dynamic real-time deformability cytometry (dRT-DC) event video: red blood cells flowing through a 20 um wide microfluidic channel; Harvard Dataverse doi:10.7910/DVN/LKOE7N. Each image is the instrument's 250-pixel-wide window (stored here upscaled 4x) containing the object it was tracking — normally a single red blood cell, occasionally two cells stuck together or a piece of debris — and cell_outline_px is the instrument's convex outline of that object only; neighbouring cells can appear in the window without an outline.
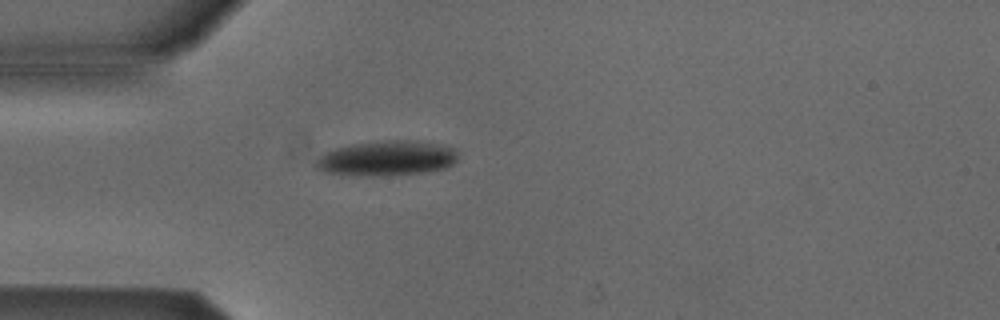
{"species": "Egyptian fruit bat (a non-hibernating species)", "species_latin": "Rousettus aegyptiacus", "temperature_condition": "cold", "stored_images_in_passage": 1, "camera_frame_rate_fps": 3000, "um_per_image_px": 0.085, "animal": {"sex": "male"}, "frame": {"image": 1, "passage_image": 1, "time_ms": 0.0, "image_size_px": [1000, 320], "cell_outline_px": [[456, 160], [448, 168], [424, 172], [380, 176], [352, 176], [324, 172], [316, 168], [316, 160], [324, 152], [336, 148], [352, 144], [388, 140], [416, 140], [456, 148]], "centroid_in_image_um": [32.86, 13.46], "position_along_channel_um": 52.1, "area_um2": 29.13}}